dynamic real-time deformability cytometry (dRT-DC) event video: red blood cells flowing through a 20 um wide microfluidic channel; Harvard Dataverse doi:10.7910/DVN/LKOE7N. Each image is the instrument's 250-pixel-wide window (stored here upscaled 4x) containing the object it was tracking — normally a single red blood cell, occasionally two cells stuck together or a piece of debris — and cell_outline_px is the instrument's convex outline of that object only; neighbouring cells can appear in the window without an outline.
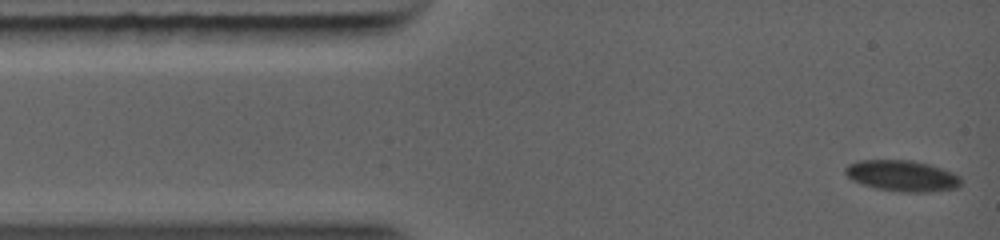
{"species": "common noctule bat (a hibernating species)", "species_latin": "Nyctalus noctula", "temperature_condition": "warm", "stored_images_in_passage": 37, "camera_frame_rate_fps": 5000, "um_per_image_px": 0.085, "animal": {"sex": "female", "body_mass_g": 19.0, "forearm_length_mm": 56.7}, "frame": {"image": 1, "passage_image": 1, "time_ms": 0.0, "image_size_px": [1000, 240], "cell_outline_px": [[956, 184], [948, 188], [888, 188], [868, 184], [856, 180], [848, 176], [848, 168], [852, 164], [868, 160], [900, 160], [924, 164], [948, 172], [956, 176]], "centroid_in_image_um": [76.55, 14.85], "position_along_channel_um": 8.4, "area_um2": 17.4}}
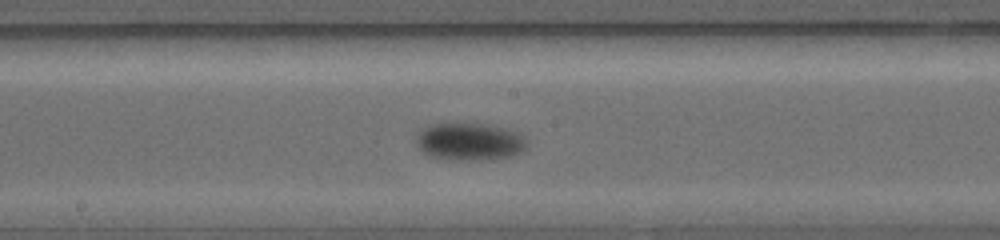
{"frame": {"image": 2, "passage_image": 19, "time_ms": 5.8, "image_size_px": [1000, 240], "cell_outline_px": [[512, 148], [504, 152], [468, 156], [460, 156], [436, 152], [428, 148], [420, 140], [420, 136], [428, 128], [436, 124], [480, 124], [492, 128], [508, 136], [512, 140]], "centroid_in_image_um": [39.56, 11.88], "position_along_channel_um": 208.6, "area_um2": 16.94}}
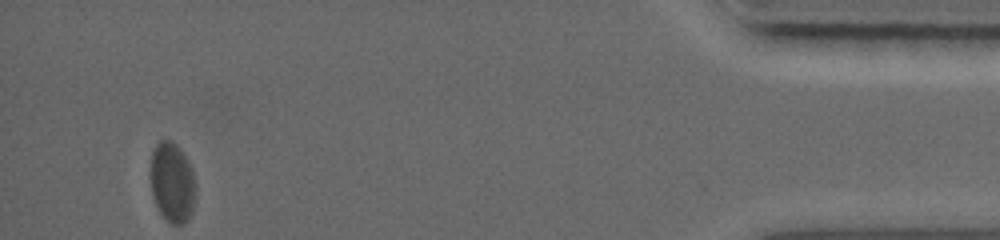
{"frame": {"image": 3, "passage_image": 37, "time_ms": 12.4, "image_size_px": [1000, 240], "cell_outline_px": [[192, 208], [188, 216], [180, 224], [172, 224], [160, 212], [156, 204], [152, 192], [152, 152], [156, 140], [172, 140], [180, 148], [192, 172]], "centroid_in_image_um": [14.58, 15.43], "position_along_channel_um": 420.6, "area_um2": 19.83}}